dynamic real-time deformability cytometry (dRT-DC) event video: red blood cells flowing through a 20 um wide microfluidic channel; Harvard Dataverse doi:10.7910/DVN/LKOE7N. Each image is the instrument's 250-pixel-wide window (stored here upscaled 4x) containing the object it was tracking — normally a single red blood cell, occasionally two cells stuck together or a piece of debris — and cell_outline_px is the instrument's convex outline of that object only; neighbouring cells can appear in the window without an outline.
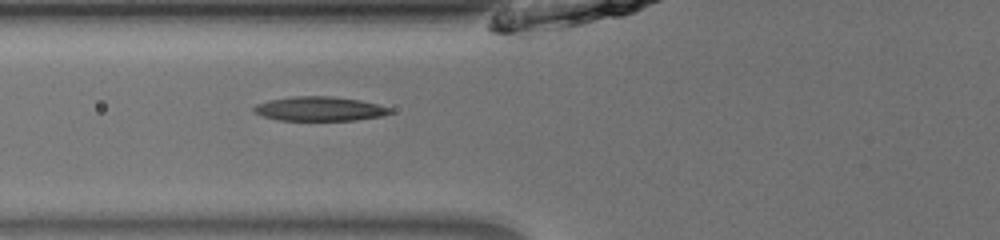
{"species": "common noctule bat (a hibernating species)", "species_latin": "Nyctalus noctula", "temperature_condition": "room temperature", "stored_images_in_passage": 36, "camera_frame_rate_fps": 3000, "um_per_image_px": 0.085, "animal": {"sex": "male", "body_mass_g": 13.0, "forearm_length_mm": 53.1}, "frame": {"image": 1, "passage_image": 6, "time_ms": 1.667, "image_size_px": [1000, 240], "cell_outline_px": [[392, 112], [380, 116], [356, 120], [280, 120], [264, 116], [252, 112], [252, 108], [256, 104], [268, 100], [292, 96], [332, 96], [360, 100], [392, 108]], "centroid_in_image_um": [27.13, 9.24], "position_along_channel_um": 98.7, "area_um2": 19.25}}
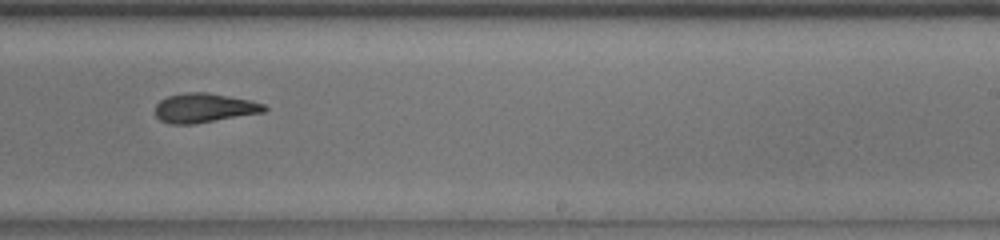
{"frame": {"image": 2, "passage_image": 19, "time_ms": 6.0, "image_size_px": [1000, 240], "cell_outline_px": [[268, 108], [264, 112], [192, 124], [168, 124], [160, 120], [156, 116], [156, 104], [160, 100], [168, 96], [188, 92], [208, 92], [252, 100], [264, 104]], "centroid_in_image_um": [17.36, 9.17], "position_along_channel_um": 271.6, "area_um2": 18.61}}
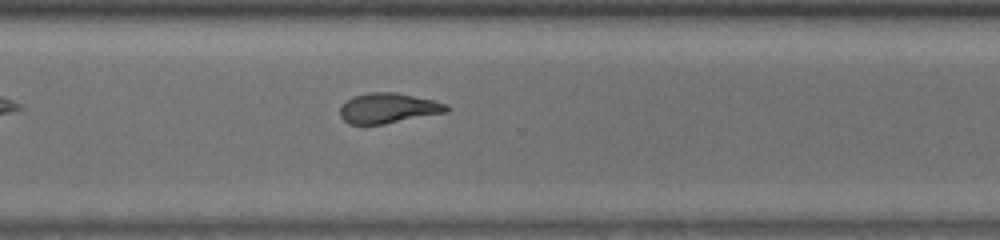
{"frame": {"image": 3, "passage_image": 24, "time_ms": 7.667, "image_size_px": [1000, 240], "cell_outline_px": [[448, 112], [384, 124], [348, 124], [340, 116], [340, 108], [352, 96], [368, 92], [396, 92], [432, 100], [448, 104]], "centroid_in_image_um": [33.0, 9.19], "position_along_channel_um": 337.6, "area_um2": 18.67}, "authors_computed_cell_mechanics": {"area_um2": 19.0451, "velocity_mm_per_s": 3.9807, "shape_relaxation_time_tau1_ms": 4.6492, "shape_relaxation_time_tau2_ms": 4.8989, "deformation_change_tau1": 0.1991, "deformation_change_tau2": 0.1433}}